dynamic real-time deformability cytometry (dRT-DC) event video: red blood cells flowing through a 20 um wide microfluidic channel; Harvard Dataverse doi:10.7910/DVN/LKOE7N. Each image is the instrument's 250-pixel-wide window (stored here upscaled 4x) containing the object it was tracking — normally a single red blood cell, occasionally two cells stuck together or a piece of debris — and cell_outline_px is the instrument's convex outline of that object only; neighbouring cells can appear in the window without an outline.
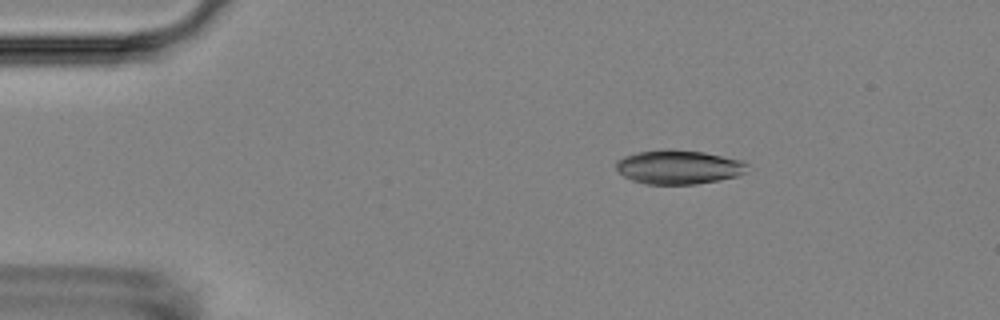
{"species": "Egyptian fruit bat (a non-hibernating species)", "species_latin": "Rousettus aegyptiacus", "temperature_condition": "room temperature", "stored_images_in_passage": 4, "camera_frame_rate_fps": 3000, "um_per_image_px": 0.085, "animal": {"sex": "female"}, "frame": {"image": 1, "passage_image": 2, "time_ms": 1.667, "image_size_px": [1000, 320], "cell_outline_px": [[748, 164], [744, 172], [740, 176], [720, 180], [696, 184], [644, 184], [632, 180], [624, 176], [616, 168], [616, 160], [624, 156], [636, 152], [664, 148], [668, 148], [704, 152], [744, 160]], "centroid_in_image_um": [57.69, 14.19], "position_along_channel_um": 27.3, "area_um2": 26.41}}
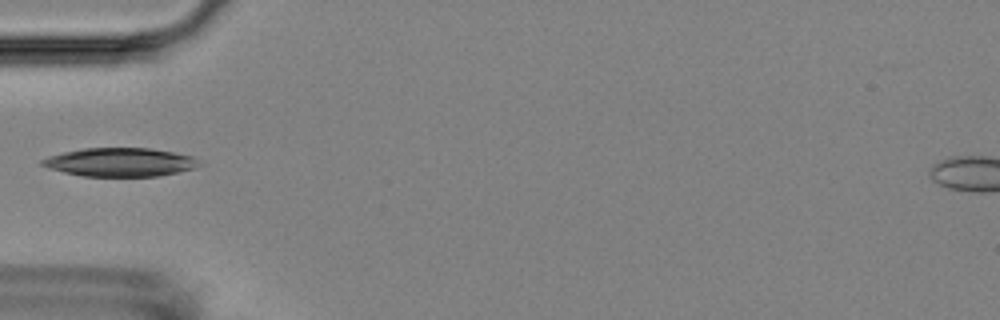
{"frame": {"image": 2, "passage_image": 4, "time_ms": 4.667, "image_size_px": [1000, 320], "cell_outline_px": [[204, 164], [196, 168], [160, 176], [84, 176], [64, 172], [48, 168], [40, 164], [40, 160], [48, 156], [64, 152], [84, 148], [148, 148], [172, 152], [192, 156]], "centroid_in_image_um": [10.23, 13.79], "position_along_channel_um": 74.8, "area_um2": 26.18}}